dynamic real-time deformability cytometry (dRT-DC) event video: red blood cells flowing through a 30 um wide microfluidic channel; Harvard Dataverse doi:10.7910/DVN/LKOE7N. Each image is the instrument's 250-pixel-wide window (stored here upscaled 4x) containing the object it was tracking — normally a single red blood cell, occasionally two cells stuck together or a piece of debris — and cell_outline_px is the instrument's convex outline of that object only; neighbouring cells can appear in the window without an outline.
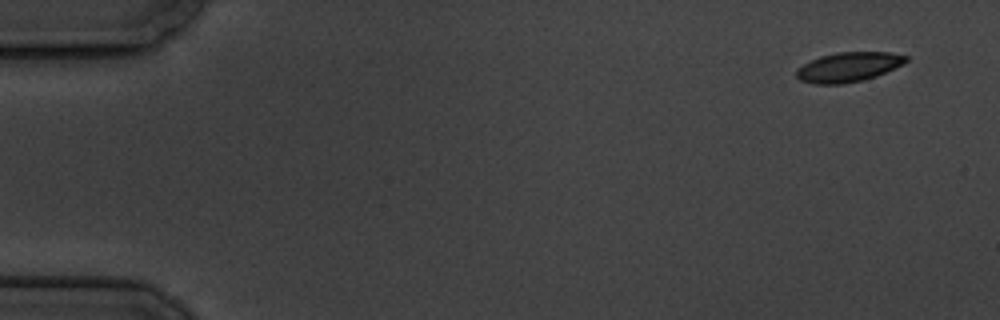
{"species": "common noctule bat (a hibernating species)", "species_latin": "Nyctalus noctula", "temperature_condition": "cold", "stored_images_in_passage": 13, "camera_frame_rate_fps": 3000, "um_per_image_px": 0.085, "animal": {"sex": "male", "body_mass_g": 19.5, "forearm_length_mm": 54.6}, "frame": {"image": 1, "passage_image": 1, "time_ms": 0.0, "image_size_px": [1000, 320], "cell_outline_px": [[908, 60], [904, 64], [876, 76], [864, 80], [840, 84], [816, 84], [800, 80], [796, 76], [796, 68], [820, 56], [836, 52], [892, 52], [908, 56]], "centroid_in_image_um": [72.13, 5.69], "position_along_channel_um": 12.9, "area_um2": 18.96}}
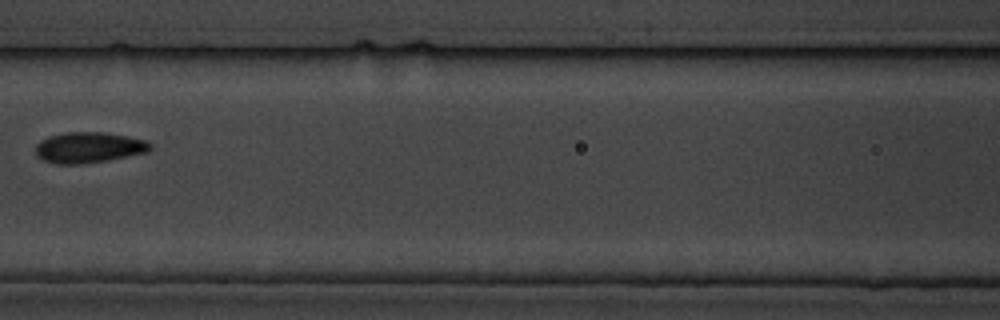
{"frame": {"image": 2, "passage_image": 7, "time_ms": 8.0, "image_size_px": [1000, 320], "cell_outline_px": [[152, 148], [148, 152], [108, 160], [84, 164], [56, 164], [44, 160], [36, 156], [36, 144], [40, 140], [64, 132], [104, 132], [128, 136], [144, 140], [152, 144]], "centroid_in_image_um": [7.55, 12.54], "position_along_channel_um": 159.0, "area_um2": 20.63}}
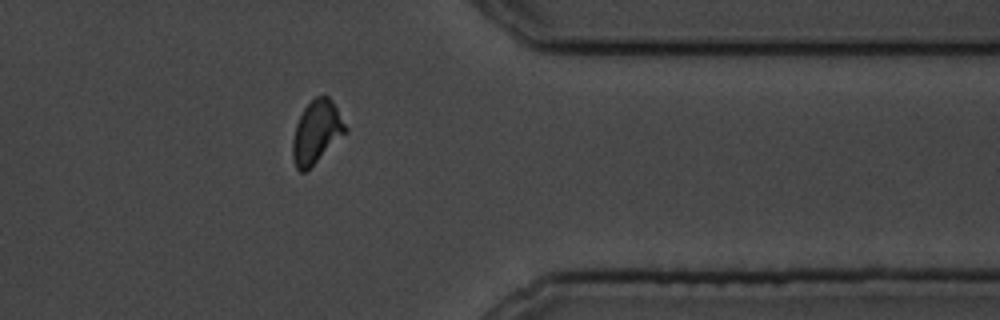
{"frame": {"image": 3, "passage_image": 13, "time_ms": 15.0, "image_size_px": [1000, 320], "cell_outline_px": [[348, 132], [304, 172], [300, 172], [296, 168], [292, 156], [292, 140], [296, 124], [304, 108], [316, 96], [328, 96], [332, 100], [348, 128]], "centroid_in_image_um": [26.91, 11.21], "position_along_channel_um": 384.5, "area_um2": 19.19}, "authors_computed_cell_mechanics": {"area_um2": 19.7098, "velocity_mm_per_s": 3.3745, "shape_relaxation_time_tau1_ms": 2.9637, "shape_relaxation_time_tau2_ms": 3.1004, "deformation_change_tau1": 0.0995, "deformation_change_tau2": 0.042}}